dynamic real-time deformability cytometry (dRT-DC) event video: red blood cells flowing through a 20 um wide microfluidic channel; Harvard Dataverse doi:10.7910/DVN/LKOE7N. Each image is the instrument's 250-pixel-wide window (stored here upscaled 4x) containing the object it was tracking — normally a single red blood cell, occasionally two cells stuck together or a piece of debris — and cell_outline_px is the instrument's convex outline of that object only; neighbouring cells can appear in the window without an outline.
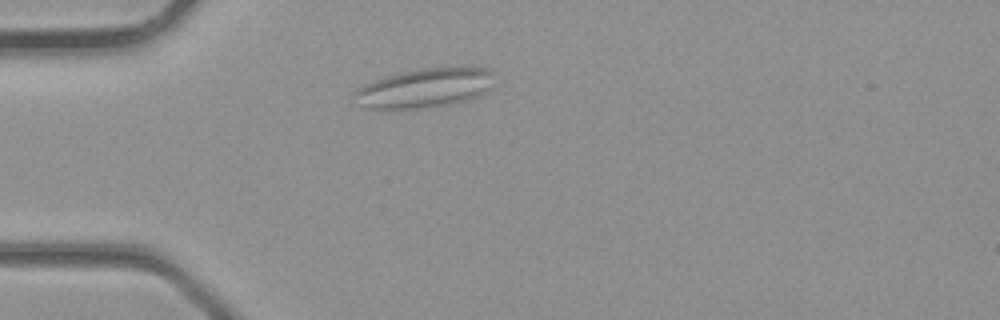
{"species": "common noctule bat (a hibernating species)", "species_latin": "Nyctalus noctula", "temperature_condition": "room temperature", "stored_images_in_passage": 2, "camera_frame_rate_fps": 3000, "um_per_image_px": 0.085, "animal": {"sex": "male", "body_mass_g": 23.1, "forearm_length_mm": 52.7}, "frame": {"image": 1, "passage_image": 2, "time_ms": 0.333, "image_size_px": [1000, 320], "cell_outline_px": [[492, 72], [488, 88], [480, 96], [472, 100], [448, 104], [416, 108], [364, 108], [352, 96], [356, 88], [364, 84], [388, 76], [420, 68], [460, 64], [464, 64], [488, 68]], "centroid_in_image_um": [36.15, 7.43], "position_along_channel_um": 48.9, "area_um2": 32.37}}